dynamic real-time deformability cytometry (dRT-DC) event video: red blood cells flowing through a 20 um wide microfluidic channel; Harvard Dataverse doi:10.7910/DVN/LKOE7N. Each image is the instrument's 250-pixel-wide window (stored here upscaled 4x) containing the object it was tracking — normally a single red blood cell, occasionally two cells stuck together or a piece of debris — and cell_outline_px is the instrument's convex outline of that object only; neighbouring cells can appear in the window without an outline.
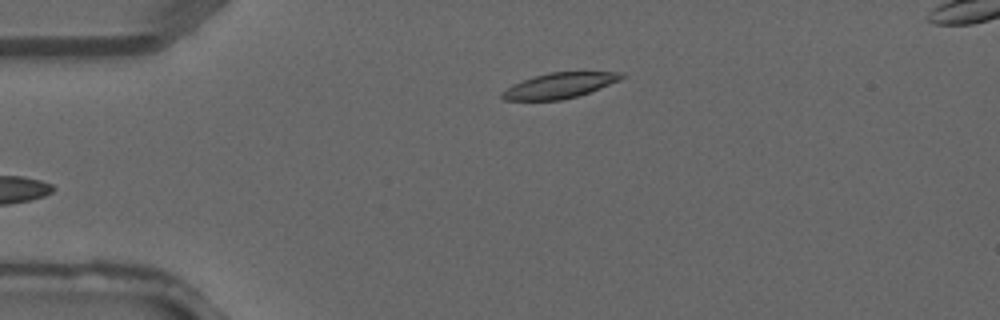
{"species": "common noctule bat (a hibernating species)", "species_latin": "Nyctalus noctula", "temperature_condition": "warm", "stored_images_in_passage": 3, "camera_frame_rate_fps": 3000, "um_per_image_px": 0.085, "animal": {"sex": "male", "forearm_length_mm": 52.5}, "frame": {"image": 1, "passage_image": 3, "time_ms": 0.667, "image_size_px": [1000, 320], "cell_outline_px": [[628, 76], [620, 80], [600, 88], [576, 96], [560, 100], [504, 100], [500, 96], [500, 92], [512, 84], [548, 72], [620, 72]], "centroid_in_image_um": [47.54, 7.27], "position_along_channel_um": 37.5, "area_um2": 17.57}}